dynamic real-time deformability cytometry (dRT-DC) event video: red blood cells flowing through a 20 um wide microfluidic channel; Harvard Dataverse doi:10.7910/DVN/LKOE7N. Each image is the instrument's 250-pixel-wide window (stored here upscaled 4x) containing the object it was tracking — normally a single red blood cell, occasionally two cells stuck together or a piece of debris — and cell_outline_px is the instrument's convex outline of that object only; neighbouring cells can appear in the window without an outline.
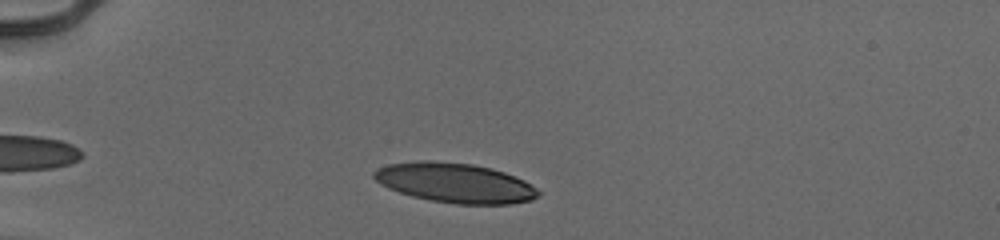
{"species": "human", "species_latin": "Homo sapiens", "temperature_condition": "cold", "stored_images_in_passage": 37, "camera_frame_rate_fps": 3000, "um_per_image_px": 0.085, "donor": {"sex": "male"}, "frame": {"image": 1, "passage_image": 5, "time_ms": 1.333, "image_size_px": [1000, 240], "cell_outline_px": [[540, 196], [532, 200], [508, 204], [456, 204], [432, 200], [412, 196], [388, 188], [376, 180], [372, 176], [372, 172], [376, 168], [388, 164], [424, 160], [428, 160], [472, 164], [492, 168], [504, 172], [524, 180], [536, 188], [540, 192]], "centroid_in_image_um": [38.68, 15.54], "position_along_channel_um": 46.3, "area_um2": 37.97}}
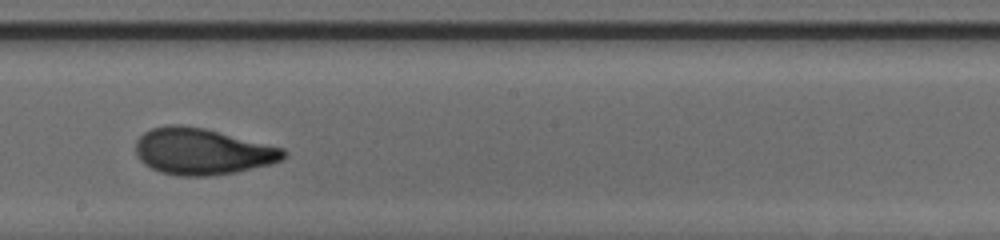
{"frame": {"image": 2, "passage_image": 22, "time_ms": 7.0, "image_size_px": [1000, 240], "cell_outline_px": [[288, 156], [284, 160], [272, 164], [236, 172], [208, 176], [180, 176], [160, 172], [144, 164], [136, 156], [136, 140], [144, 132], [152, 128], [168, 124], [180, 124], [204, 128], [284, 148], [288, 152]], "centroid_in_image_um": [17.21, 12.87], "position_along_channel_um": 231.0, "area_um2": 40.29}}
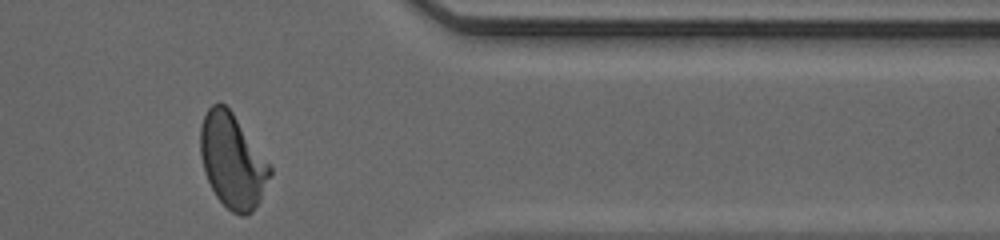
{"frame": {"image": 3, "passage_image": 35, "time_ms": 11.333, "image_size_px": [1000, 240], "cell_outline_px": [[272, 172], [260, 200], [252, 212], [248, 216], [240, 216], [232, 212], [216, 196], [204, 172], [200, 156], [200, 128], [204, 116], [208, 108], [212, 104], [224, 104], [232, 112], [272, 168]], "centroid_in_image_um": [19.74, 13.7], "position_along_channel_um": 391.7, "area_um2": 37.8}, "authors_computed_cell_mechanics": {"area_um2": 38.7838, "velocity_mm_per_s": 3.957, "shape_relaxation_time_tau1_ms": 4.0716, "shape_relaxation_time_tau2_ms": 1.0874, "deformation_change_tau1": 0.193, "deformation_change_tau2": 0.0726}}